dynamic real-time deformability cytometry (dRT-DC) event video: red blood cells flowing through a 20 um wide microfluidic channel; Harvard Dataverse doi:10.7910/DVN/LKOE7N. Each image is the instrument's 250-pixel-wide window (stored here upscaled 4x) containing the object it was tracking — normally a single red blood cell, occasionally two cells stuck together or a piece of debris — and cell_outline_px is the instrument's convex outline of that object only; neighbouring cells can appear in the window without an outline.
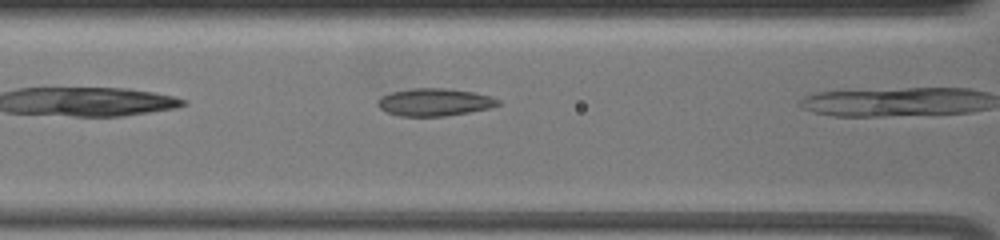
{"species": "common noctule bat (a hibernating species)", "species_latin": "Nyctalus noctula", "temperature_condition": "warm", "stored_images_in_passage": 9, "camera_frame_rate_fps": 3000, "um_per_image_px": 0.085, "animal": {"sex": "female", "body_mass_g": 19.5, "forearm_length_mm": 54.1}, "frame": {"image": 1, "passage_image": 8, "time_ms": 2.333, "image_size_px": [1000, 240], "cell_outline_px": [[500, 104], [488, 108], [468, 112], [444, 116], [400, 116], [388, 112], [380, 108], [376, 104], [376, 100], [380, 96], [392, 92], [412, 88], [444, 88], [472, 92], [488, 96], [500, 100]], "centroid_in_image_um": [36.87, 8.68], "position_along_channel_um": 129.7, "area_um2": 19.13}}